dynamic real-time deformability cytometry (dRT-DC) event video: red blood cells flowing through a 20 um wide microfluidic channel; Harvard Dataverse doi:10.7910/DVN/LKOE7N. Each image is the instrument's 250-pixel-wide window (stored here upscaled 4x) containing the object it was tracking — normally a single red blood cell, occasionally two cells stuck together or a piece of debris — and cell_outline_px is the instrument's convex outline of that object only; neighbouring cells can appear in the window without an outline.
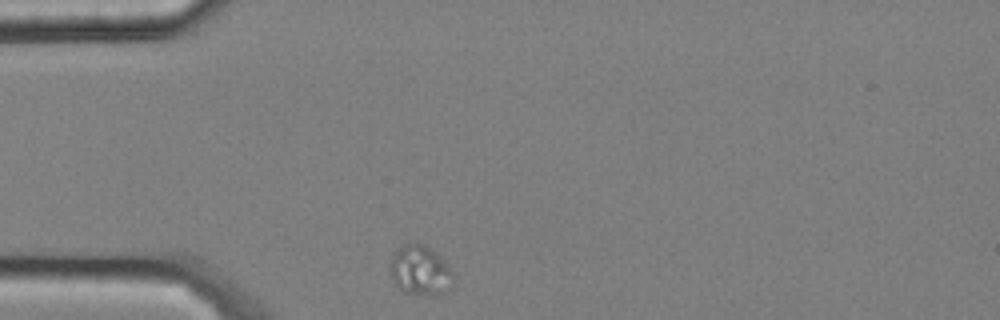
{"species": "common noctule bat (a hibernating species)", "species_latin": "Nyctalus noctula", "temperature_condition": "cold", "stored_images_in_passage": 42, "camera_frame_rate_fps": 3000, "um_per_image_px": 0.085, "animal": {"sex": "male", "body_mass_g": 20.4}, "frame": {"image": 1, "passage_image": 1, "time_ms": 0.0, "image_size_px": [1000, 320], "cell_outline_px": [[456, 280], [448, 292], [436, 296], [404, 292], [392, 280], [388, 264], [392, 256], [404, 244], [416, 240], [424, 244], [436, 252], [444, 260], [456, 276]], "centroid_in_image_um": [35.76, 22.98], "position_along_channel_um": 49.2, "area_um2": 18.96}}
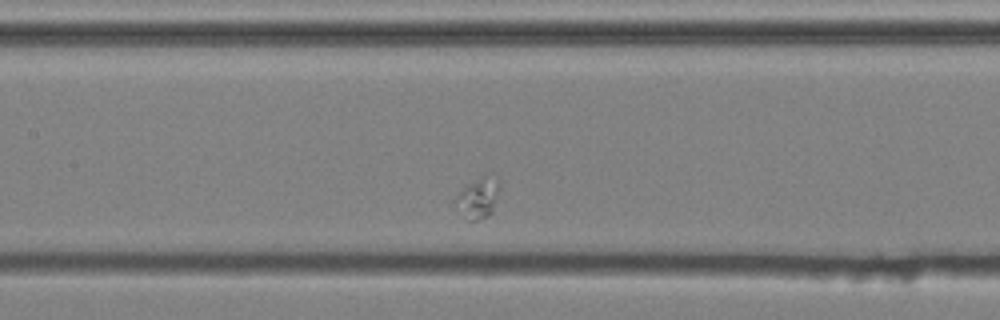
{"frame": {"image": 2, "passage_image": 13, "time_ms": 4.0, "image_size_px": [1000, 320], "cell_outline_px": [[500, 184], [492, 212], [488, 216], [476, 220], [468, 220], [452, 200], [468, 184], [484, 172], [500, 180]], "centroid_in_image_um": [40.66, 16.76], "position_along_channel_um": 166.7, "area_um2": 10.4}}
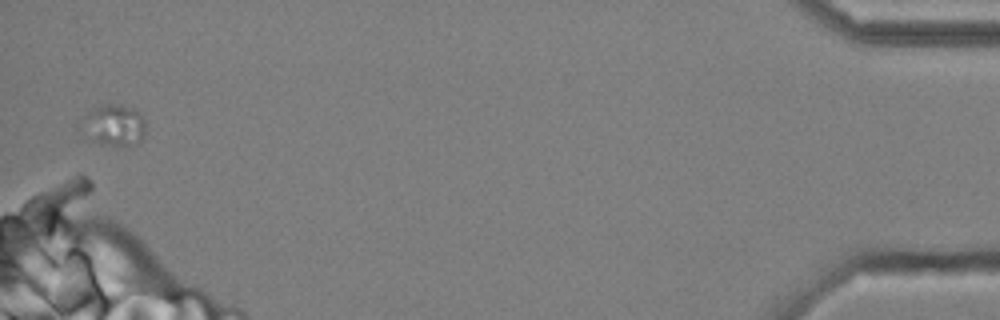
{"frame": {"image": 3, "passage_image": 42, "time_ms": 13.667, "image_size_px": [1000, 320], "cell_outline_px": [[144, 136], [136, 144], [124, 148], [116, 148], [100, 144], [92, 140], [80, 132], [76, 128], [76, 124], [96, 104], [120, 104], [132, 108], [140, 112], [144, 116]], "centroid_in_image_um": [9.6, 10.66], "position_along_channel_um": 425.6, "area_um2": 16.59}}